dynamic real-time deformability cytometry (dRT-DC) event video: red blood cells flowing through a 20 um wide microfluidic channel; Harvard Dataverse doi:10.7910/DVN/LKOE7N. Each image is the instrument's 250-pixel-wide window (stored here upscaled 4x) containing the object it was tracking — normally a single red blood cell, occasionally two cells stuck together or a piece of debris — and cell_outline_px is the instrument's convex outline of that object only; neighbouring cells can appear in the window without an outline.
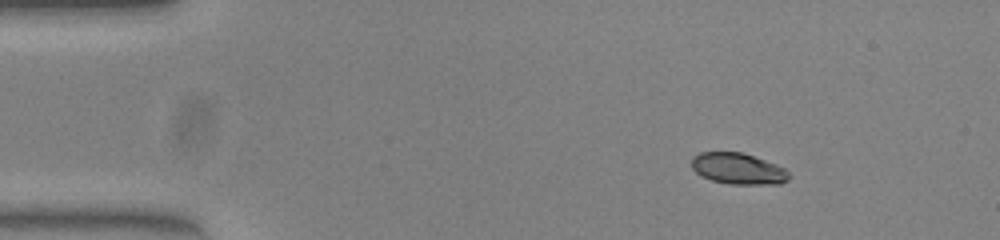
{"species": "common noctule bat (a hibernating species)", "species_latin": "Nyctalus noctula", "temperature_condition": "warm", "stored_images_in_passage": 45, "camera_frame_rate_fps": 3000, "um_per_image_px": 0.085, "animal": {"sex": "female", "body_mass_g": 23.0, "forearm_length_mm": 53.4}, "frame": {"image": 1, "passage_image": 1, "time_ms": 0.0, "image_size_px": [1000, 240], "cell_outline_px": [[792, 176], [788, 180], [780, 184], [728, 184], [712, 180], [700, 176], [692, 168], [692, 156], [700, 152], [740, 152], [776, 164], [784, 168]], "centroid_in_image_um": [62.74, 14.35], "position_along_channel_um": 22.3, "area_um2": 17.74}}
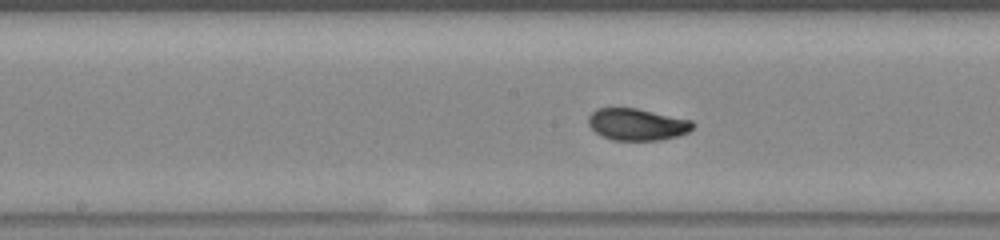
{"frame": {"image": 2, "passage_image": 20, "time_ms": 6.333, "image_size_px": [1000, 240], "cell_outline_px": [[696, 124], [688, 132], [676, 136], [660, 140], [612, 140], [596, 132], [588, 124], [588, 116], [596, 108], [636, 108], [692, 120]], "centroid_in_image_um": [54.16, 10.57], "position_along_channel_um": 194.0, "area_um2": 19.31}}
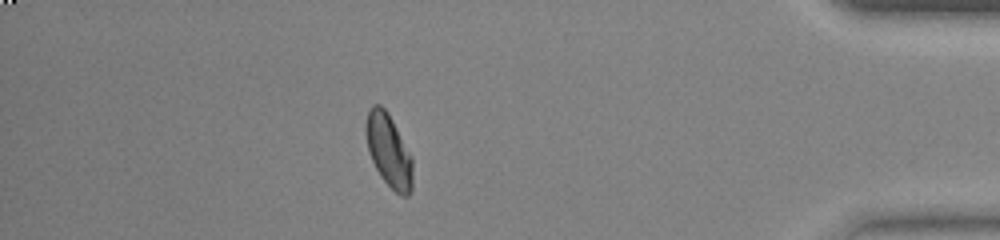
{"frame": {"image": 3, "passage_image": 39, "time_ms": 12.667, "image_size_px": [1000, 240], "cell_outline_px": [[412, 192], [408, 196], [400, 196], [380, 176], [368, 152], [364, 128], [368, 108], [372, 104], [380, 104], [388, 112], [412, 156]], "centroid_in_image_um": [33.02, 12.78], "position_along_channel_um": 402.2, "area_um2": 20.11}, "authors_computed_cell_mechanics": {"area_um2": 19.5364, "velocity_mm_per_s": 3.9903, "shape_relaxation_time_tau1_ms": 3.9693, "shape_relaxation_time_tau2_ms": null, "deformation_change_tau1": 0.155, "deformation_change_tau2": null}}